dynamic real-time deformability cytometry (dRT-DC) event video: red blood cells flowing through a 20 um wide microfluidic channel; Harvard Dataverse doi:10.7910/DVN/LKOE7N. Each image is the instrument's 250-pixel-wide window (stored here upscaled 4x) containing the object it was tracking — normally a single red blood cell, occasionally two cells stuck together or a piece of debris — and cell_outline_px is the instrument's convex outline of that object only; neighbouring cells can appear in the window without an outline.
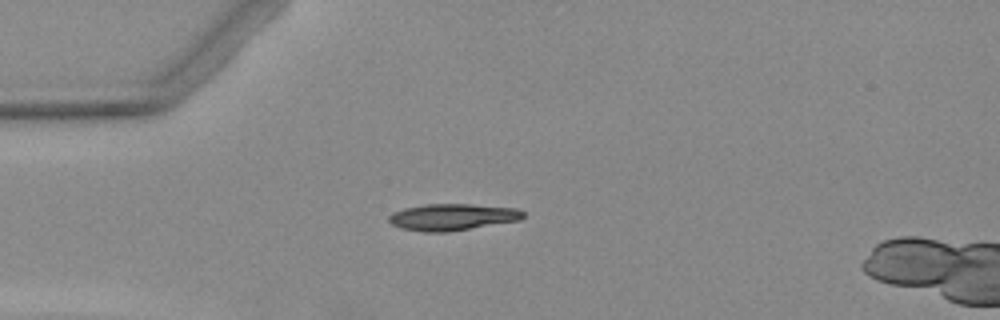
{"species": "Egyptian fruit bat (a non-hibernating species)", "species_latin": "Rousettus aegyptiacus", "temperature_condition": "warm", "stored_images_in_passage": 4, "camera_frame_rate_fps": 3000, "um_per_image_px": 0.085, "animal": {"sex": "female"}, "frame": {"image": 1, "passage_image": 3, "time_ms": 2.333, "image_size_px": [1000, 320], "cell_outline_px": [[524, 216], [520, 220], [448, 232], [424, 232], [404, 228], [392, 224], [388, 220], [388, 216], [392, 212], [404, 208], [428, 204], [472, 204], [516, 208], [524, 212]], "centroid_in_image_um": [38.45, 18.44], "position_along_channel_um": 46.5, "area_um2": 20.75}}